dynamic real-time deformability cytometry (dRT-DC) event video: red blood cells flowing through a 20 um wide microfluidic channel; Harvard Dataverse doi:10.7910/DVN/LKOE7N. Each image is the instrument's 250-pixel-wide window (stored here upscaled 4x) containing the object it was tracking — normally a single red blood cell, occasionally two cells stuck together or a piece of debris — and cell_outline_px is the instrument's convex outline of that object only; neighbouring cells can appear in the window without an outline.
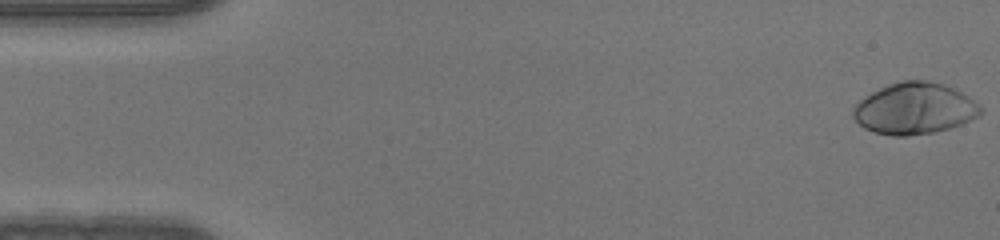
{"species": "human", "species_latin": "Homo sapiens", "temperature_condition": "warm", "stored_images_in_passage": 48, "camera_frame_rate_fps": 3000, "um_per_image_px": 0.085, "donor": {"sex": "male"}, "frame": {"image": 1, "passage_image": 1, "time_ms": 0.0, "image_size_px": [1000, 240], "cell_outline_px": [[984, 112], [960, 124], [948, 128], [932, 132], [908, 136], [892, 136], [876, 132], [864, 128], [852, 116], [852, 108], [860, 100], [872, 92], [888, 84], [900, 80], [928, 80], [952, 88], [968, 96], [980, 104]], "centroid_in_image_um": [77.71, 9.22], "position_along_channel_um": 7.3, "area_um2": 37.92}}
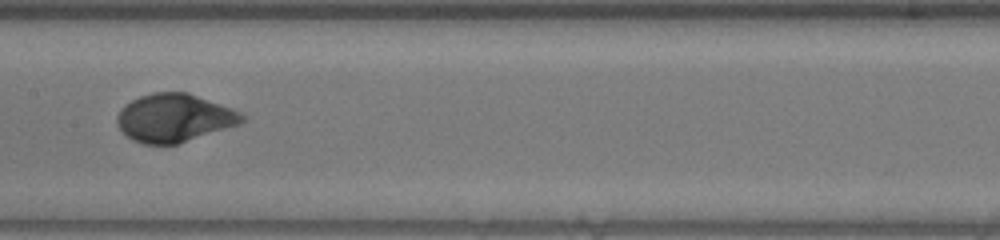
{"frame": {"image": 2, "passage_image": 25, "time_ms": 8.0, "image_size_px": [1000, 240], "cell_outline_px": [[248, 120], [240, 124], [176, 144], [144, 144], [132, 140], [116, 124], [116, 116], [120, 108], [124, 104], [140, 96], [152, 92], [188, 92], [232, 108], [248, 116]], "centroid_in_image_um": [14.82, 10.01], "position_along_channel_um": 192.6, "area_um2": 35.2}}
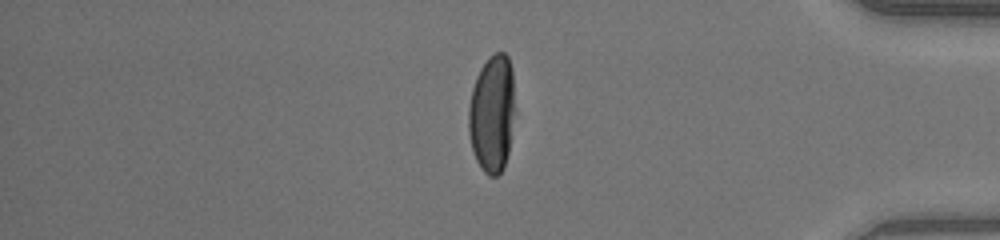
{"frame": {"image": 3, "passage_image": 42, "time_ms": 13.667, "image_size_px": [1000, 240], "cell_outline_px": [[512, 112], [508, 152], [504, 168], [496, 176], [488, 176], [480, 168], [476, 160], [472, 148], [468, 132], [468, 108], [472, 88], [476, 76], [480, 68], [488, 56], [496, 52], [504, 52], [508, 56], [512, 72]], "centroid_in_image_um": [41.77, 9.65], "position_along_channel_um": 393.4, "area_um2": 31.33}}